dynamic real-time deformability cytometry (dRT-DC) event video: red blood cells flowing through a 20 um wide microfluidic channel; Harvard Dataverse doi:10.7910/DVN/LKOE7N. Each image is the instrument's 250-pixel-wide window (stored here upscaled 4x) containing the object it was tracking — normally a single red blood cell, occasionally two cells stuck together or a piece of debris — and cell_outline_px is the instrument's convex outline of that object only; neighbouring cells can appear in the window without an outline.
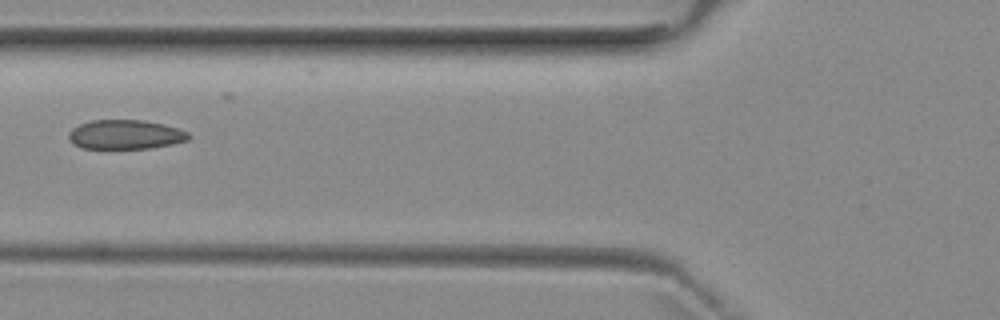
{"species": "common noctule bat (a hibernating species)", "species_latin": "Nyctalus noctula", "temperature_condition": "room temperature", "stored_images_in_passage": 3, "camera_frame_rate_fps": 3000, "um_per_image_px": 0.085, "animal": {"sex": "female", "body_mass_g": 29.2, "forearm_length_mm": 56.3}, "frame": {"image": 1, "passage_image": 2, "time_ms": 1.333, "image_size_px": [1000, 320], "cell_outline_px": [[192, 136], [188, 140], [172, 144], [152, 148], [80, 148], [72, 144], [68, 140], [68, 132], [72, 128], [80, 124], [92, 120], [144, 120], [164, 124], [180, 128], [188, 132]], "centroid_in_image_um": [10.66, 11.43], "position_along_channel_um": 115.1, "area_um2": 20.75}}
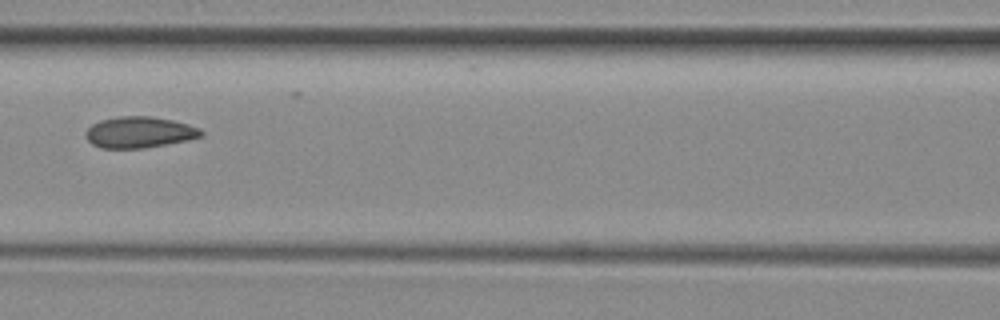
{"frame": {"image": 2, "passage_image": 3, "time_ms": 2.333, "image_size_px": [1000, 320], "cell_outline_px": [[204, 132], [200, 136], [188, 140], [144, 148], [100, 148], [92, 144], [88, 140], [84, 132], [92, 124], [100, 120], [120, 116], [152, 116], [172, 120], [188, 124], [200, 128]], "centroid_in_image_um": [11.83, 11.24], "position_along_channel_um": 154.8, "area_um2": 20.98}}